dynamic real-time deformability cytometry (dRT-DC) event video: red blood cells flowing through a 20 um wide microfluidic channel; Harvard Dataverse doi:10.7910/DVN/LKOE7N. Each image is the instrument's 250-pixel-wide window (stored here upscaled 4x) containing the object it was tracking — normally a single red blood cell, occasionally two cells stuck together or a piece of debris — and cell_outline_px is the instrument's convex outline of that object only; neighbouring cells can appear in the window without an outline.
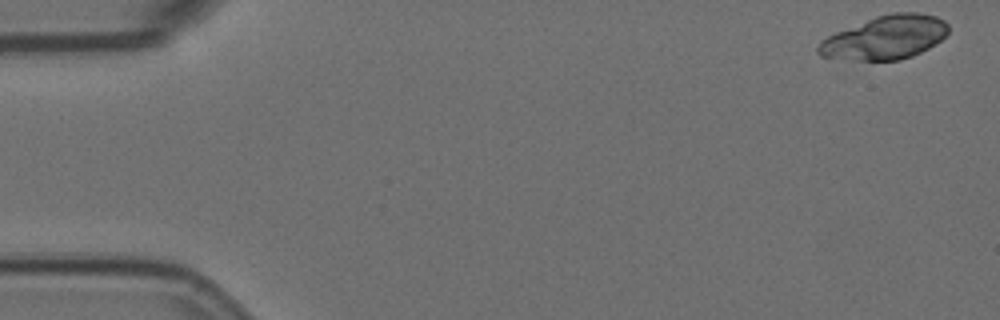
{"species": "Egyptian fruit bat (a non-hibernating species)", "species_latin": "Rousettus aegyptiacus", "temperature_condition": "room temperature", "stored_images_in_passage": 3, "camera_frame_rate_fps": 3000, "um_per_image_px": 0.085, "animal": {"sex": "female"}, "frame": {"image": 1, "passage_image": 1, "time_ms": 0.0, "image_size_px": [1000, 320], "cell_outline_px": [[948, 32], [940, 40], [928, 48], [912, 56], [900, 60], [856, 60], [820, 56], [816, 52], [816, 48], [820, 40], [836, 32], [876, 16], [892, 12], [920, 12], [936, 16], [944, 20], [948, 24]], "centroid_in_image_um": [75.24, 3.18], "position_along_channel_um": 9.8, "area_um2": 32.95}}